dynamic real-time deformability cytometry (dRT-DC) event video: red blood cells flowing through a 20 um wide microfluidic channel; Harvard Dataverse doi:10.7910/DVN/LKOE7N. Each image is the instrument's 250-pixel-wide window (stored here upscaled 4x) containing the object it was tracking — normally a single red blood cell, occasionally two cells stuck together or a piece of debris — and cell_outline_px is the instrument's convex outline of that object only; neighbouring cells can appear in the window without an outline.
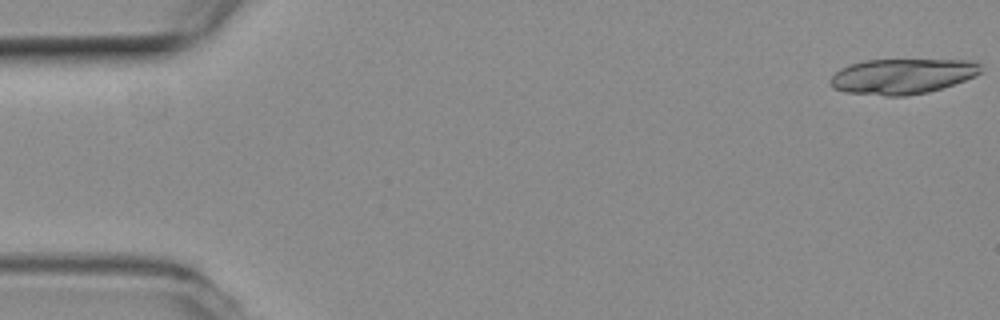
{"species": "common noctule bat (a hibernating species)", "species_latin": "Nyctalus noctula", "temperature_condition": "room temperature", "stored_images_in_passage": 17, "camera_frame_rate_fps": 3000, "um_per_image_px": 0.085, "animal": {"sex": "female", "body_mass_g": 19.3, "forearm_length_mm": 54.1}, "frame": {"image": 1, "passage_image": 1, "time_ms": 0.0, "image_size_px": [1000, 320], "cell_outline_px": [[980, 72], [976, 76], [928, 92], [908, 96], [884, 96], [844, 92], [832, 88], [828, 80], [840, 68], [848, 64], [864, 60], [968, 60], [980, 64]], "centroid_in_image_um": [76.62, 6.49], "position_along_channel_um": 8.4, "area_um2": 31.04}}